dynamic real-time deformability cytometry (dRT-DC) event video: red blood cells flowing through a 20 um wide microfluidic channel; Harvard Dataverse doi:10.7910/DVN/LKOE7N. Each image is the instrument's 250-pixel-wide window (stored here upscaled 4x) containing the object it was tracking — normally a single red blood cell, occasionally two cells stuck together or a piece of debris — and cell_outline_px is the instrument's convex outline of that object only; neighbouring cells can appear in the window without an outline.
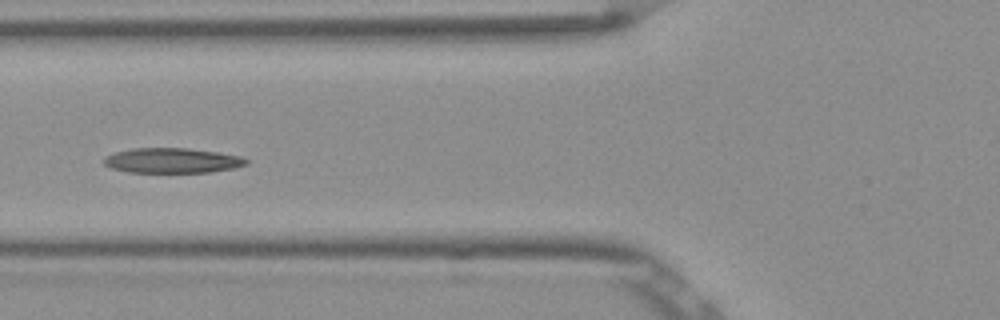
{"species": "Egyptian fruit bat (a non-hibernating species)", "species_latin": "Rousettus aegyptiacus", "temperature_condition": "room temperature", "stored_images_in_passage": 43, "camera_frame_rate_fps": 3000, "um_per_image_px": 0.085, "frame": {"image": 1, "passage_image": 21, "time_ms": 6.667, "image_size_px": [1000, 320], "cell_outline_px": [[248, 164], [232, 168], [208, 172], [128, 172], [112, 168], [104, 164], [104, 160], [108, 156], [116, 152], [132, 148], [188, 148], [220, 152], [240, 156], [248, 160]], "centroid_in_image_um": [14.66, 13.64], "position_along_channel_um": 111.1, "area_um2": 20.58}}
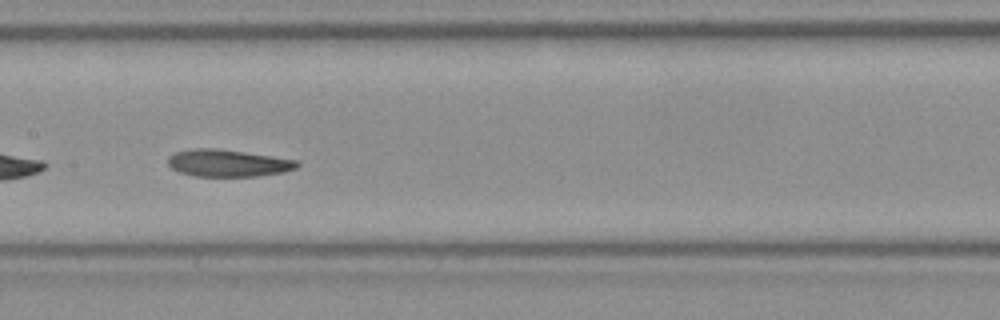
{"frame": {"image": 2, "passage_image": 27, "time_ms": 8.667, "image_size_px": [1000, 320], "cell_outline_px": [[300, 164], [296, 168], [284, 172], [256, 176], [192, 176], [180, 172], [172, 168], [168, 164], [168, 156], [176, 152], [192, 148], [216, 148], [272, 156], [296, 160]], "centroid_in_image_um": [19.35, 13.86], "position_along_channel_um": 188.0, "area_um2": 20.35}}
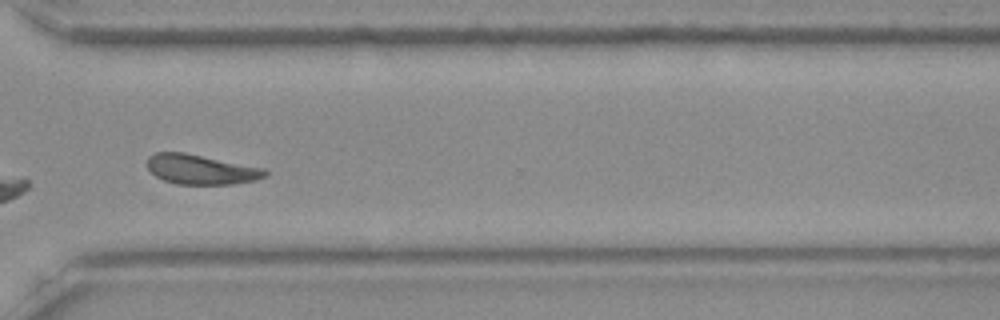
{"frame": {"image": 3, "passage_image": 40, "time_ms": 13.0, "image_size_px": [1000, 320], "cell_outline_px": [[268, 176], [256, 180], [232, 184], [176, 184], [164, 180], [156, 176], [148, 168], [148, 156], [156, 152], [184, 152], [264, 168], [268, 172]], "centroid_in_image_um": [17.1, 14.4], "position_along_channel_um": 353.5, "area_um2": 20.4}, "authors_computed_cell_mechanics": {"area_um2": 21.3282, "velocity_mm_per_s": 3.8261, "shape_relaxation_time_tau1_ms": 3.5786, "shape_relaxation_time_tau2_ms": 2.7579, "deformation_change_tau1": 0.1197, "deformation_change_tau2": 0.096}}